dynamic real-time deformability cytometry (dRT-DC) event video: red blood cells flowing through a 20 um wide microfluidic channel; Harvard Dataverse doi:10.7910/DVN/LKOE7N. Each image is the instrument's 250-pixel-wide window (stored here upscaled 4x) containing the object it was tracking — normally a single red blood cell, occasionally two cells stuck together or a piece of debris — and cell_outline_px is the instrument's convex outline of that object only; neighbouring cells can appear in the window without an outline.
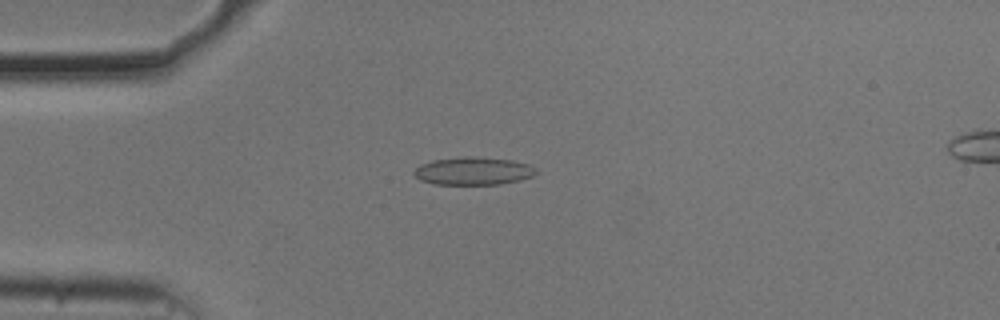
{"species": "common noctule bat (a hibernating species)", "species_latin": "Nyctalus noctula", "temperature_condition": "cold", "stored_images_in_passage": 38, "camera_frame_rate_fps": 3000, "um_per_image_px": 0.085, "animal": {"sex": "male", "body_mass_g": 20.5, "forearm_length_mm": 52.5}, "frame": {"image": 1, "passage_image": 14, "time_ms": 4.333, "image_size_px": [1000, 320], "cell_outline_px": [[536, 172], [532, 176], [520, 180], [500, 184], [432, 184], [420, 180], [412, 172], [420, 164], [432, 160], [464, 156], [472, 156], [512, 160], [528, 164], [536, 168]], "centroid_in_image_um": [40.2, 14.53], "position_along_channel_um": 44.8, "area_um2": 19.83}}
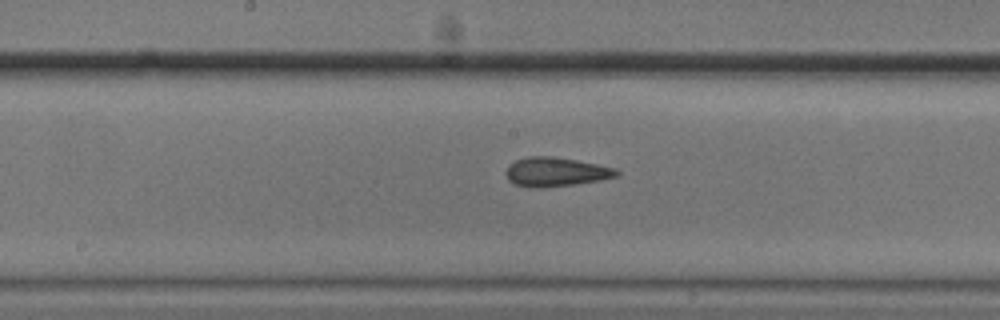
{"frame": {"image": 2, "passage_image": 28, "time_ms": 9.0, "image_size_px": [1000, 320], "cell_outline_px": [[620, 172], [616, 176], [600, 180], [572, 184], [532, 188], [516, 184], [508, 180], [504, 172], [508, 164], [516, 160], [528, 156], [552, 156], [576, 160], [616, 168]], "centroid_in_image_um": [47.19, 14.59], "position_along_channel_um": 201.0, "area_um2": 18.61}}
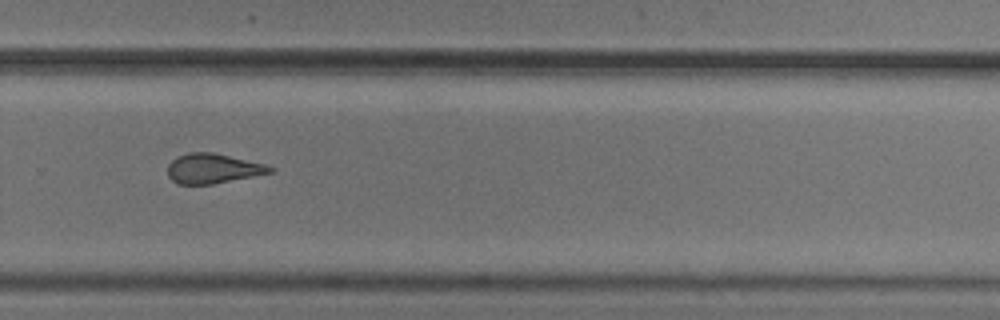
{"frame": {"image": 3, "passage_image": 37, "time_ms": 12.0, "image_size_px": [1000, 320], "cell_outline_px": [[276, 168], [272, 172], [212, 184], [180, 184], [172, 180], [168, 176], [168, 164], [172, 160], [188, 152], [212, 152], [264, 164]], "centroid_in_image_um": [18.08, 14.32], "position_along_channel_um": 311.7, "area_um2": 17.46}}